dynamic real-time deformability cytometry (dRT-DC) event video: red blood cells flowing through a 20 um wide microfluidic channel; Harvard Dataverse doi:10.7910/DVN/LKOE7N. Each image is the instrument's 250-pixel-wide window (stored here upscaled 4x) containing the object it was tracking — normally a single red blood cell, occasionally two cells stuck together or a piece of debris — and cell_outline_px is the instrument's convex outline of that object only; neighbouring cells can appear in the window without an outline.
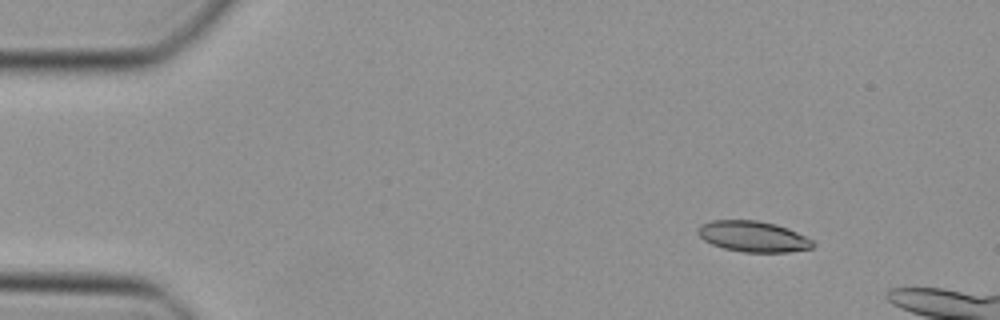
{"species": "Egyptian fruit bat (a non-hibernating species)", "species_latin": "Rousettus aegyptiacus", "temperature_condition": "cold", "stored_images_in_passage": 38, "camera_frame_rate_fps": 3000, "um_per_image_px": 0.085, "animal": {"sex": "female"}, "frame": {"image": 1, "passage_image": 1, "time_ms": 0.0, "image_size_px": [1000, 320], "cell_outline_px": [[816, 244], [812, 248], [788, 252], [744, 252], [724, 248], [712, 244], [704, 240], [696, 232], [696, 228], [700, 224], [712, 220], [756, 220], [776, 224], [788, 228], [812, 240]], "centroid_in_image_um": [63.99, 20.09], "position_along_channel_um": 21.0, "area_um2": 20.69}}
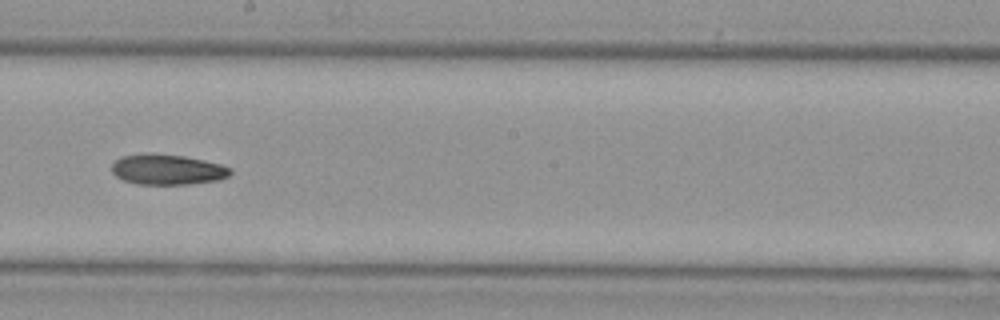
{"frame": {"image": 2, "passage_image": 22, "time_ms": 7.0, "image_size_px": [1000, 320], "cell_outline_px": [[232, 172], [228, 176], [220, 180], [188, 184], [136, 184], [124, 180], [116, 176], [112, 172], [112, 164], [120, 156], [152, 152], [184, 156], [204, 160], [220, 164], [232, 168]], "centroid_in_image_um": [14.23, 14.4], "position_along_channel_um": 234.0, "area_um2": 21.21}}
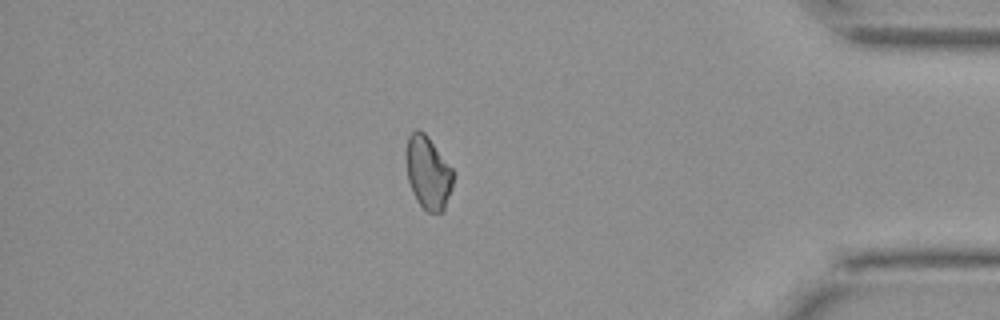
{"frame": {"image": 3, "passage_image": 36, "time_ms": 11.667, "image_size_px": [1000, 320], "cell_outline_px": [[452, 188], [444, 212], [428, 212], [416, 200], [412, 192], [408, 180], [408, 136], [416, 128], [420, 128], [428, 136], [452, 168]], "centroid_in_image_um": [36.41, 14.69], "position_along_channel_um": 398.8, "area_um2": 19.65}}